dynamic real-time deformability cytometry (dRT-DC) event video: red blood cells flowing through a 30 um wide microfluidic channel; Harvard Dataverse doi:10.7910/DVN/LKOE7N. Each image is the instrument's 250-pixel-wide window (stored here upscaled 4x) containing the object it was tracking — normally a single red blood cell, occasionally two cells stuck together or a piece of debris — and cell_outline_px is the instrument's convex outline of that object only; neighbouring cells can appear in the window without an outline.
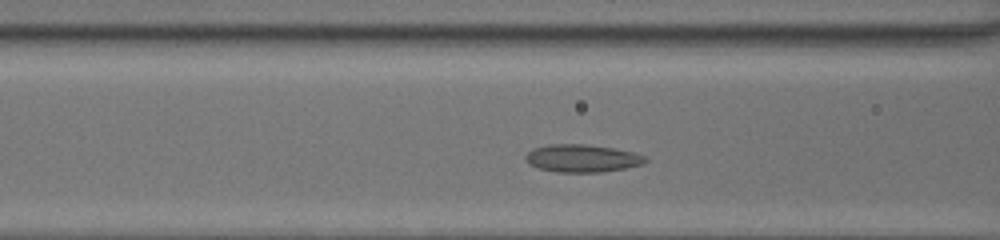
{"species": "common noctule bat (a hibernating species)", "species_latin": "Nyctalus noctula", "temperature_condition": "room temperature", "stored_images_in_passage": 29, "camera_frame_rate_fps": 3000, "um_per_image_px": 0.085, "animal": {"sex": "female", "body_mass_g": 20.0, "forearm_length_mm": 54.0}, "frame": {"image": 1, "passage_image": 8, "time_ms": 2.333, "image_size_px": [1000, 240], "cell_outline_px": [[648, 160], [644, 164], [604, 172], [556, 172], [536, 168], [528, 164], [524, 156], [532, 148], [548, 144], [584, 144], [612, 148], [632, 152], [644, 156]], "centroid_in_image_um": [49.43, 13.46], "position_along_channel_um": 117.2, "area_um2": 19.42}}
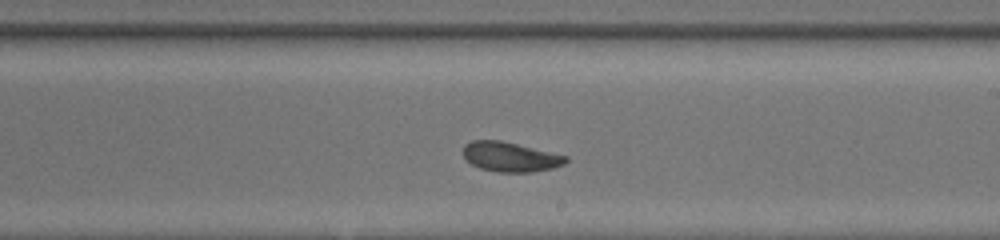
{"frame": {"image": 2, "passage_image": 17, "time_ms": 5.333, "image_size_px": [1000, 240], "cell_outline_px": [[568, 160], [564, 164], [552, 168], [532, 172], [500, 172], [480, 168], [472, 164], [464, 156], [464, 144], [472, 140], [500, 140], [568, 156]], "centroid_in_image_um": [43.38, 13.33], "position_along_channel_um": 245.6, "area_um2": 17.57}}
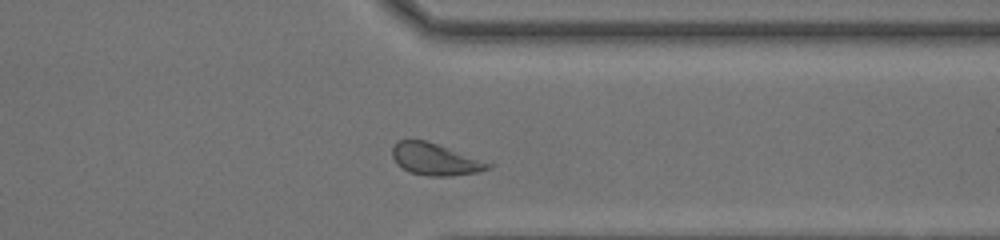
{"frame": {"image": 3, "passage_image": 26, "time_ms": 8.333, "image_size_px": [1000, 240], "cell_outline_px": [[492, 168], [480, 172], [452, 176], [428, 176], [412, 172], [396, 164], [392, 156], [392, 148], [400, 140], [424, 140], [436, 144], [492, 164]], "centroid_in_image_um": [36.98, 13.56], "position_along_channel_um": 374.4, "area_um2": 17.4}, "authors_computed_cell_mechanics": {"area_um2": 18.0914, "velocity_mm_per_s": 4.2932, "shape_relaxation_time_tau1_ms": 4.042, "shape_relaxation_time_tau2_ms": 1.5702, "deformation_change_tau1": 0.0891, "deformation_change_tau2": 0.0541}}